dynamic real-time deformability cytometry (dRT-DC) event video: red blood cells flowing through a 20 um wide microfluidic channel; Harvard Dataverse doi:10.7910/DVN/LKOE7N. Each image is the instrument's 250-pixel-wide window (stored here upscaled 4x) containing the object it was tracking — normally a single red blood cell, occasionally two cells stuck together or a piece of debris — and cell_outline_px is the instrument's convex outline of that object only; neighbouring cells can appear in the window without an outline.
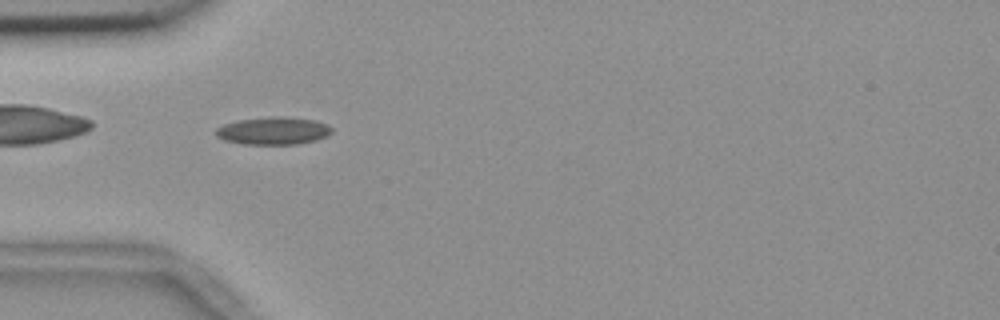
{"species": "common noctule bat (a hibernating species)", "species_latin": "Nyctalus noctula", "temperature_condition": "room temperature", "stored_images_in_passage": 40, "camera_frame_rate_fps": 3000, "um_per_image_px": 0.085, "animal": {"sex": "female", "body_mass_g": 18.4}, "frame": {"image": 1, "passage_image": 2, "time_ms": 0.333, "image_size_px": [1000, 320], "cell_outline_px": [[332, 132], [328, 136], [316, 140], [296, 144], [244, 144], [224, 140], [216, 136], [216, 128], [224, 124], [236, 120], [276, 116], [316, 120], [328, 124], [332, 128]], "centroid_in_image_um": [23.25, 11.12], "position_along_channel_um": 61.8, "area_um2": 18.67}}
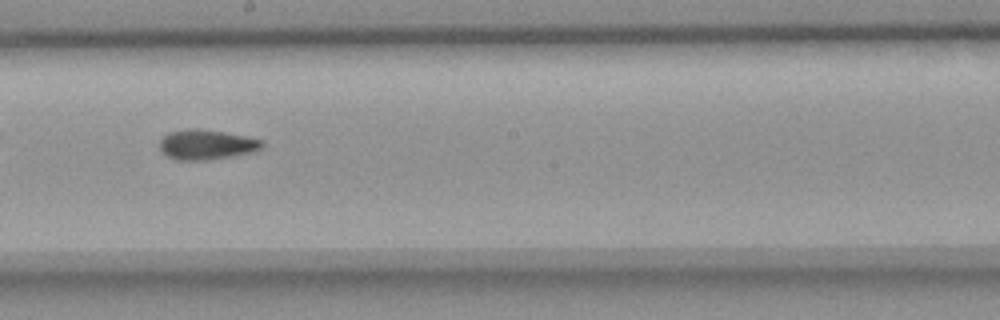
{"frame": {"image": 2, "passage_image": 16, "time_ms": 5.0, "image_size_px": [1000, 320], "cell_outline_px": [[264, 144], [260, 148], [248, 152], [208, 160], [180, 160], [168, 156], [160, 148], [160, 140], [168, 132], [188, 128], [196, 128], [244, 136], [260, 140]], "centroid_in_image_um": [17.48, 12.28], "position_along_channel_um": 230.7, "area_um2": 17.28}}
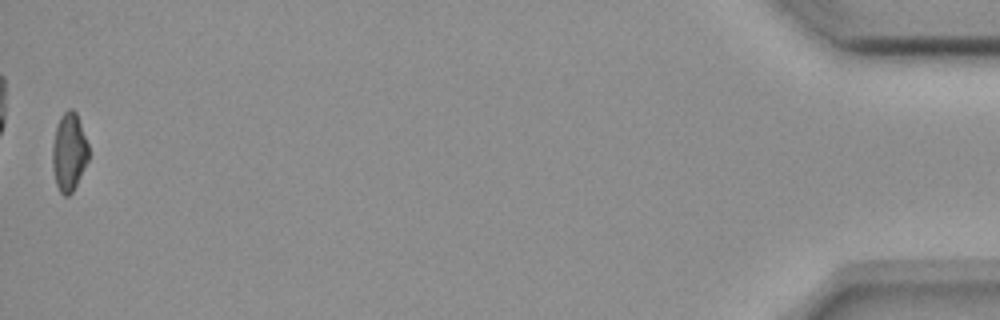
{"frame": {"image": 3, "passage_image": 40, "time_ms": 13.0, "image_size_px": [1000, 320], "cell_outline_px": [[88, 160], [72, 192], [68, 196], [64, 196], [60, 192], [56, 184], [52, 168], [52, 144], [56, 128], [60, 116], [68, 108], [72, 108], [76, 112], [88, 144]], "centroid_in_image_um": [5.85, 12.91], "position_along_channel_um": 429.4, "area_um2": 16.42}, "authors_computed_cell_mechanics": {"area_um2": 17.0221, "velocity_mm_per_s": 3.6597, "shape_relaxation_time_tau1_ms": null, "shape_relaxation_time_tau2_ms": 2.7214, "deformation_change_tau1": null, "deformation_change_tau2": 0.0963}}